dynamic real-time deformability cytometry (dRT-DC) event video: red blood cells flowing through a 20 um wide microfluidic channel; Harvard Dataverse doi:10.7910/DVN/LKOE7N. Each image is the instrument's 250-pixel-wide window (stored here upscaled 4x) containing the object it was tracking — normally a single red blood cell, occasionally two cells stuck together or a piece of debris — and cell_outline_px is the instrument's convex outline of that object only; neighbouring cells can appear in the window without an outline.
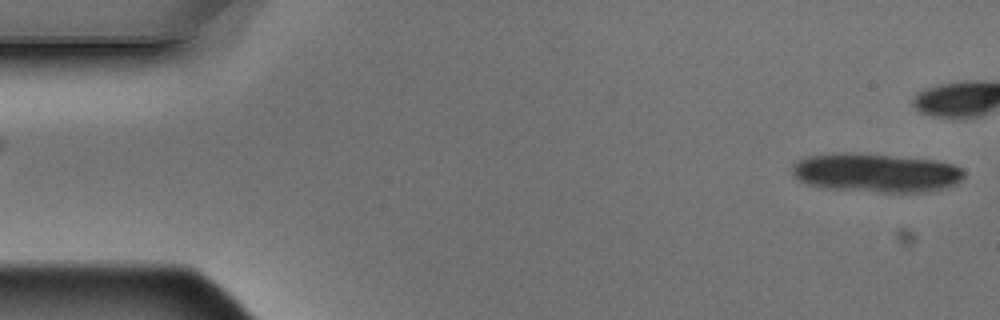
{"species": "Egyptian fruit bat (a non-hibernating species)", "species_latin": "Rousettus aegyptiacus", "temperature_condition": "warm", "stored_images_in_passage": 5, "segment_of_instrument_passage": [2, 2], "camera_frame_rate_fps": 3000, "um_per_image_px": 0.085, "animal": {"sex": "male"}, "frame": {"image": 1, "passage_image": 5, "time_ms": 1.333, "image_size_px": [1000, 320], "cell_outline_px": [[964, 176], [956, 184], [924, 192], [880, 192], [824, 188], [808, 184], [800, 180], [792, 172], [792, 164], [796, 160], [808, 156], [844, 152], [848, 152], [936, 160], [952, 164], [960, 168], [964, 172]], "centroid_in_image_um": [74.43, 14.68], "position_along_channel_um": 10.6, "area_um2": 38.73}}